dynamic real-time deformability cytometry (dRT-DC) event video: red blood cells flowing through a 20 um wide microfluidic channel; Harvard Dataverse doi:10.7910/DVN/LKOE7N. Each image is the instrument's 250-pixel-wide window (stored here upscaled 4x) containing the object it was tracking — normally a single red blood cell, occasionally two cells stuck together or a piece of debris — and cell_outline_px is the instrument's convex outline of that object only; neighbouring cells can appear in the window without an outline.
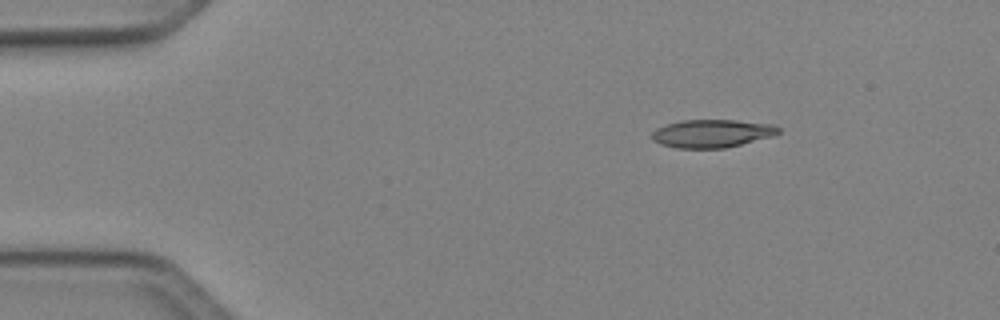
{"species": "Egyptian fruit bat (a non-hibernating species)", "species_latin": "Rousettus aegyptiacus", "temperature_condition": "cold", "stored_images_in_passage": 43, "camera_frame_rate_fps": 3000, "um_per_image_px": 0.085, "animal": {"sex": "female"}, "frame": {"image": 1, "passage_image": 1, "time_ms": 0.0, "image_size_px": [1000, 320], "cell_outline_px": [[780, 132], [772, 136], [724, 148], [676, 148], [660, 144], [652, 140], [652, 132], [656, 128], [680, 120], [736, 120], [772, 124], [780, 128]], "centroid_in_image_um": [60.49, 11.34], "position_along_channel_um": 24.5, "area_um2": 20.58}}
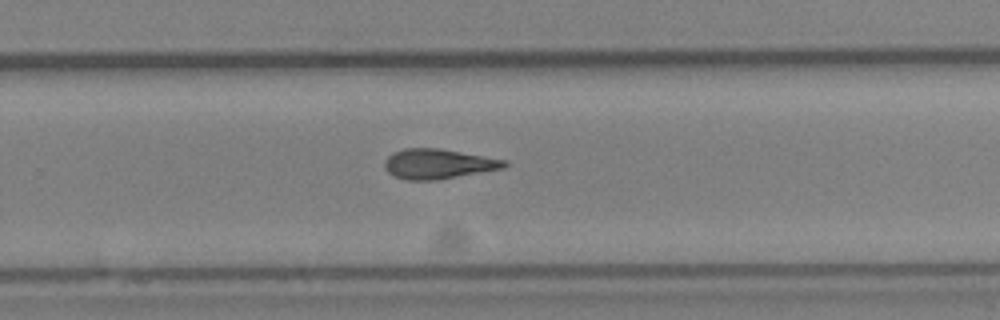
{"frame": {"image": 2, "passage_image": 26, "time_ms": 8.333, "image_size_px": [1000, 320], "cell_outline_px": [[508, 164], [504, 168], [436, 180], [404, 180], [392, 176], [384, 168], [384, 160], [392, 152], [404, 148], [436, 148], [508, 160]], "centroid_in_image_um": [37.2, 13.93], "position_along_channel_um": 292.6, "area_um2": 20.92}}
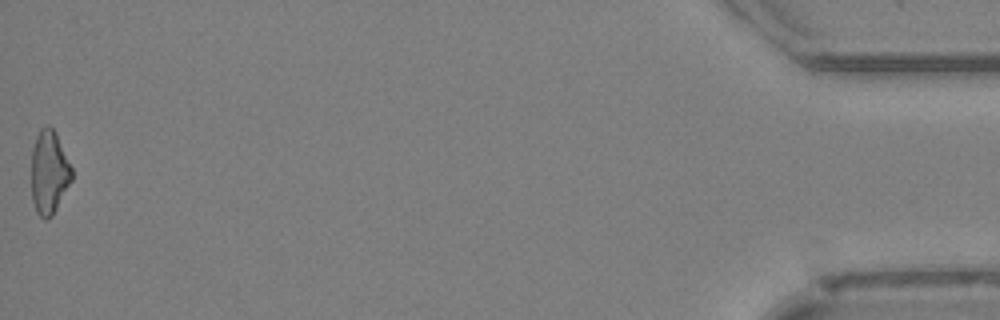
{"frame": {"image": 3, "passage_image": 43, "time_ms": 14.0, "image_size_px": [1000, 320], "cell_outline_px": [[72, 180], [52, 216], [44, 220], [36, 212], [32, 200], [32, 148], [36, 136], [40, 128], [48, 124], [56, 132], [72, 168]], "centroid_in_image_um": [4.17, 14.63], "position_along_channel_um": 431.0, "area_um2": 19.71}, "authors_computed_cell_mechanics": {"area_um2": 20.5768, "velocity_mm_per_s": 4.1317, "shape_relaxation_time_tau1_ms": 10.4017, "shape_relaxation_time_tau2_ms": 5.7334, "deformation_change_tau1": 0.2257, "deformation_change_tau2": 0.179}}